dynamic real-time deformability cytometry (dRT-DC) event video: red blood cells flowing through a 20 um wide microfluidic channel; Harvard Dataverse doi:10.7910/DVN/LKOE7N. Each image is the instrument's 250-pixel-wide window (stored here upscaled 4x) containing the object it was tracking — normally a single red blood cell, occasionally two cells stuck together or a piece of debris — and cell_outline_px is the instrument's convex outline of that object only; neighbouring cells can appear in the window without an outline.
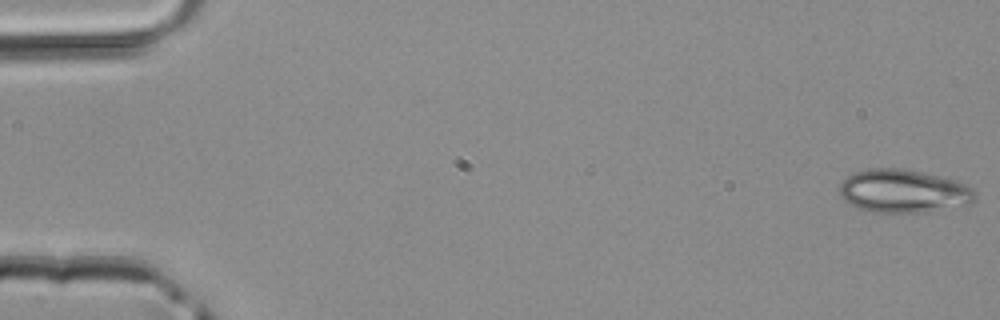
{"species": "common noctule bat (a hibernating species)", "species_latin": "Nyctalus noctula", "temperature_condition": "room temperature", "stored_images_in_passage": 5, "camera_frame_rate_fps": 3000, "um_per_image_px": 0.085, "animal": {"sex": "male", "body_mass_g": 20.4}, "frame": {"image": 1, "passage_image": 1, "time_ms": 0.0, "image_size_px": [1000, 320], "cell_outline_px": [[976, 196], [968, 204], [928, 212], [872, 212], [860, 208], [844, 200], [840, 196], [840, 184], [852, 172], [868, 168], [900, 168], [940, 176], [964, 184], [972, 188], [976, 192]], "centroid_in_image_um": [76.77, 16.24], "position_along_channel_um": 8.2, "area_um2": 33.87}}